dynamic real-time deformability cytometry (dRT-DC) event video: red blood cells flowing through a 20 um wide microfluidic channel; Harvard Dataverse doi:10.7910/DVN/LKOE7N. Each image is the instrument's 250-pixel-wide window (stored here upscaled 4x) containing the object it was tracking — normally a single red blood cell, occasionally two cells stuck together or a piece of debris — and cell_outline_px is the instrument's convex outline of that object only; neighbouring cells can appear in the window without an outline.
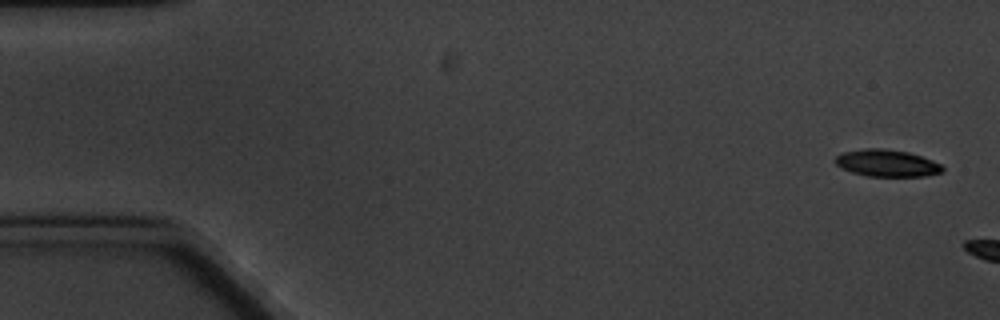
{"species": "common noctule bat (a hibernating species)", "species_latin": "Nyctalus noctula", "temperature_condition": "cold", "stored_images_in_passage": 3, "camera_frame_rate_fps": 3000, "um_per_image_px": 0.085, "animal": {"sex": "male", "body_mass_g": 20.1, "forearm_length_mm": 53.5}, "frame": {"image": 1, "passage_image": 1, "time_ms": 0.0, "image_size_px": [1000, 320], "cell_outline_px": [[944, 172], [924, 176], [868, 176], [852, 172], [840, 168], [832, 160], [840, 152], [864, 148], [880, 148], [908, 152], [932, 160], [940, 164], [944, 168]], "centroid_in_image_um": [75.34, 13.86], "position_along_channel_um": 9.7, "area_um2": 16.99}}